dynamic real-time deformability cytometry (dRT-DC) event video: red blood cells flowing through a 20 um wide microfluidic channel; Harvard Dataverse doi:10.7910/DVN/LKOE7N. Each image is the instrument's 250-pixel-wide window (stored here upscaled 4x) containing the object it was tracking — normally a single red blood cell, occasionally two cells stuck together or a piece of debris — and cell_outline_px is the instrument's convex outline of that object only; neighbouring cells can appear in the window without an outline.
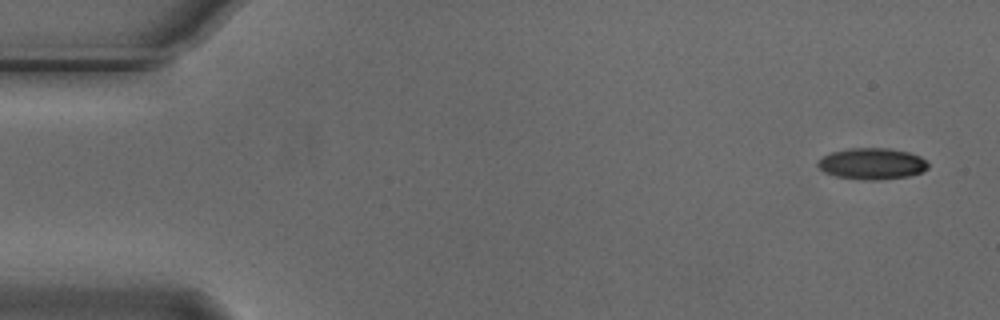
{"species": "Egyptian fruit bat (a non-hibernating species)", "species_latin": "Rousettus aegyptiacus", "temperature_condition": "cold", "stored_images_in_passage": 4, "camera_frame_rate_fps": 3000, "um_per_image_px": 0.085, "animal": {"sex": "male"}, "frame": {"image": 1, "passage_image": 1, "time_ms": 0.0, "image_size_px": [1000, 320], "cell_outline_px": [[928, 168], [924, 172], [908, 176], [880, 180], [864, 180], [836, 176], [824, 172], [816, 164], [816, 160], [832, 152], [848, 148], [888, 148], [908, 152], [920, 156], [928, 164]], "centroid_in_image_um": [74.11, 13.92], "position_along_channel_um": 10.9, "area_um2": 20.23}}
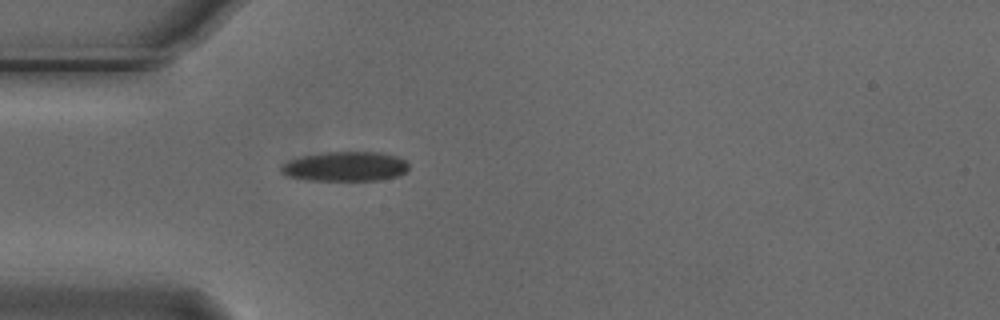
{"frame": {"image": 2, "passage_image": 4, "time_ms": 1.0, "image_size_px": [1000, 320], "cell_outline_px": [[408, 168], [404, 172], [396, 176], [380, 180], [308, 180], [288, 176], [280, 172], [280, 168], [288, 160], [300, 156], [324, 152], [380, 152], [396, 156], [404, 160], [408, 164]], "centroid_in_image_um": [29.31, 14.14], "position_along_channel_um": 55.7, "area_um2": 21.96}}